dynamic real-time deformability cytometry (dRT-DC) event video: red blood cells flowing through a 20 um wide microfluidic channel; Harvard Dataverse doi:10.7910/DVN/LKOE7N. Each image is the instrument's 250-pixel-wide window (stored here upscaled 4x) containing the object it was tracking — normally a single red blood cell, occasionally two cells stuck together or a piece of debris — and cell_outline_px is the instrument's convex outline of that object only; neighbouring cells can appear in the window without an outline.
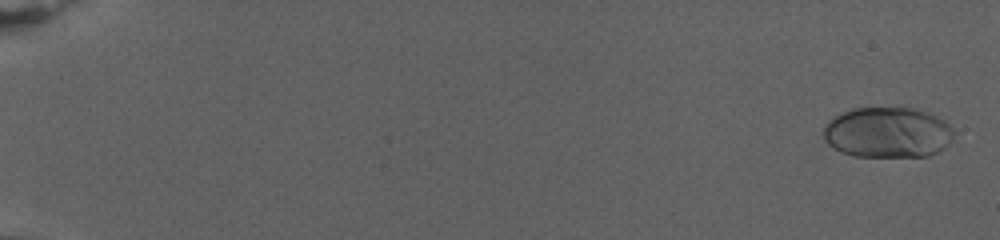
{"species": "human", "species_latin": "Homo sapiens", "temperature_condition": "warm", "stored_images_in_passage": 77, "camera_frame_rate_fps": 3000, "um_per_image_px": 0.085, "donor": {"sex": "female"}, "frame": {"image": 1, "passage_image": 1, "time_ms": 0.0, "image_size_px": [1000, 240], "cell_outline_px": [[952, 140], [944, 148], [928, 156], [856, 156], [840, 152], [832, 148], [824, 140], [824, 128], [832, 116], [852, 108], [916, 108], [944, 120], [952, 128]], "centroid_in_image_um": [75.41, 11.26], "position_along_channel_um": 9.6, "area_um2": 38.44}}
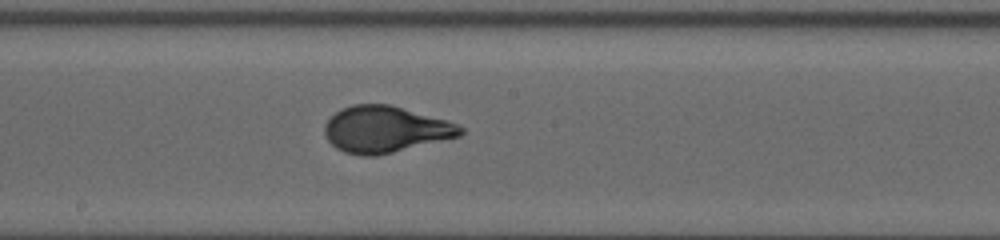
{"frame": {"image": 2, "passage_image": 45, "time_ms": 14.667, "image_size_px": [1000, 240], "cell_outline_px": [[464, 132], [460, 136], [376, 156], [360, 156], [344, 152], [336, 148], [328, 140], [324, 132], [324, 124], [340, 108], [352, 104], [388, 104], [444, 120], [456, 124], [464, 128]], "centroid_in_image_um": [32.7, 11.0], "position_along_channel_um": 215.5, "area_um2": 36.41}}
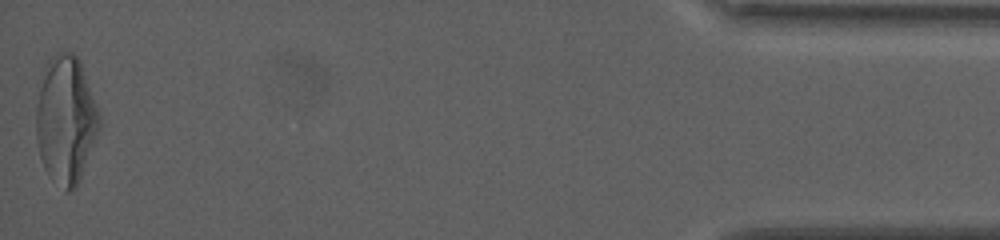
{"frame": {"image": 3, "passage_image": 77, "time_ms": 25.333, "image_size_px": [1000, 240], "cell_outline_px": [[100, 128], [76, 188], [72, 192], [64, 192], [44, 168], [40, 156], [36, 140], [36, 108], [44, 68], [48, 60], [56, 52], [72, 52], [80, 60], [100, 116]], "centroid_in_image_um": [5.59, 10.19], "position_along_channel_um": 429.6, "area_um2": 46.82}, "authors_computed_cell_mechanics": {"area_um2": 36.8186, "velocity_mm_per_s": 2.7519, "shape_relaxation_time_tau1_ms": 6.6269, "shape_relaxation_time_tau2_ms": null, "deformation_change_tau1": 0.218, "deformation_change_tau2": null}}